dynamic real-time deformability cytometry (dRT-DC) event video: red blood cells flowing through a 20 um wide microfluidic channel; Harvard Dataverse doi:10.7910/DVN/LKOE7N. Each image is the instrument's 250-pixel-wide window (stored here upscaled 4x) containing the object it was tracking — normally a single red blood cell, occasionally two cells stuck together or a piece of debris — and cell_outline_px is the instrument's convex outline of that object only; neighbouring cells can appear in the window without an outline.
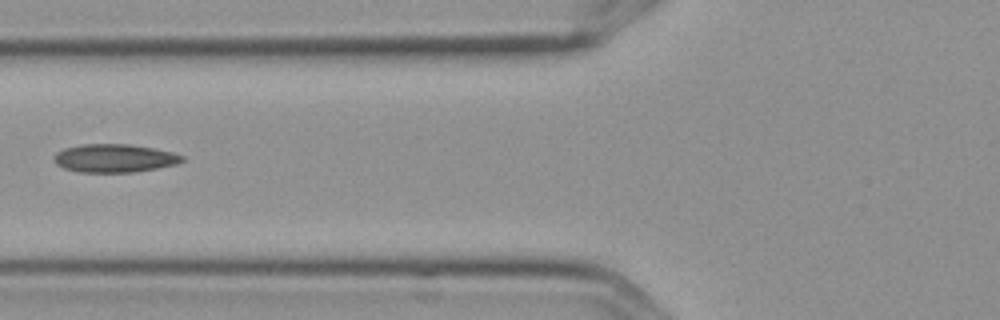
{"species": "Egyptian fruit bat (a non-hibernating species)", "species_latin": "Rousettus aegyptiacus", "temperature_condition": "cold", "stored_images_in_passage": 9, "camera_frame_rate_fps": 3000, "um_per_image_px": 0.085, "frame": {"image": 1, "passage_image": 7, "time_ms": 2.0, "image_size_px": [1000, 320], "cell_outline_px": [[184, 160], [176, 164], [156, 168], [132, 172], [80, 172], [64, 168], [56, 164], [52, 160], [52, 156], [56, 152], [64, 148], [80, 144], [128, 144], [152, 148], [172, 152], [184, 156]], "centroid_in_image_um": [9.67, 13.44], "position_along_channel_um": 116.1, "area_um2": 21.1}}
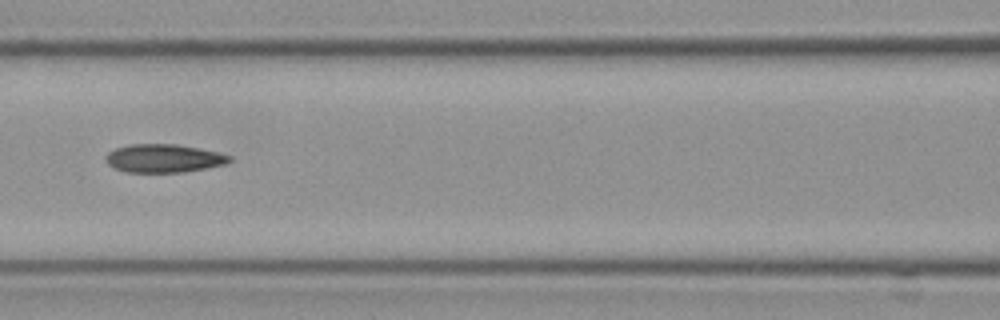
{"frame": {"image": 2, "passage_image": 8, "time_ms": 2.333, "image_size_px": [1000, 320], "cell_outline_px": [[232, 160], [224, 164], [184, 172], [124, 172], [112, 168], [104, 160], [104, 156], [108, 152], [116, 148], [128, 144], [176, 144], [216, 152], [232, 156]], "centroid_in_image_um": [13.84, 13.46], "position_along_channel_um": 152.8, "area_um2": 20.4}}
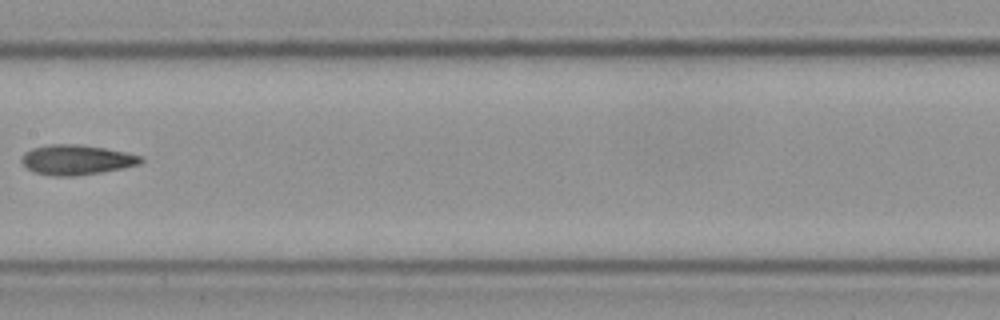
{"frame": {"image": 3, "passage_image": 9, "time_ms": 2.667, "image_size_px": [1000, 320], "cell_outline_px": [[144, 160], [140, 164], [100, 172], [76, 176], [52, 176], [32, 172], [20, 160], [20, 156], [24, 152], [32, 148], [48, 144], [80, 144], [128, 152], [144, 156]], "centroid_in_image_um": [6.49, 13.57], "position_along_channel_um": 200.9, "area_um2": 21.04}}